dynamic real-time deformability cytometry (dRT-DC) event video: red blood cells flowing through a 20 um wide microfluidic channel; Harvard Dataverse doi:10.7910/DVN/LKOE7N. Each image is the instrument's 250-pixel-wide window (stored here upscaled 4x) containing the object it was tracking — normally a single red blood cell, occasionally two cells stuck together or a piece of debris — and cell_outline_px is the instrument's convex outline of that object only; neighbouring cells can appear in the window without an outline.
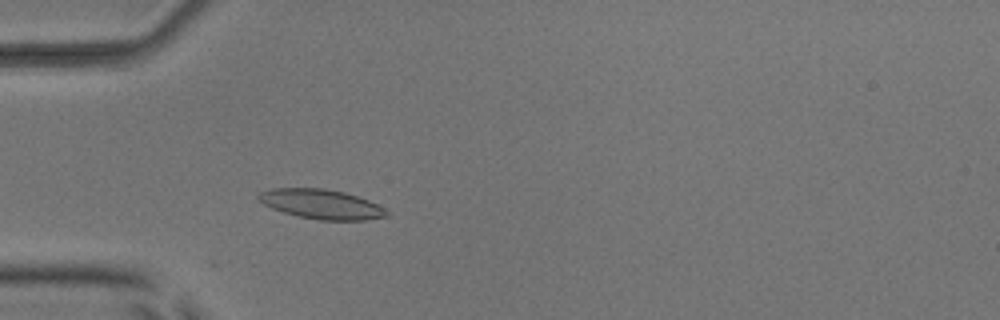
{"species": "common noctule bat (a hibernating species)", "species_latin": "Nyctalus noctula", "temperature_condition": "room temperature", "stored_images_in_passage": 13, "camera_frame_rate_fps": 3000, "um_per_image_px": 0.085, "animal": {"sex": "male", "body_mass_g": 17.9, "forearm_length_mm": 54.2}, "frame": {"image": 1, "passage_image": 13, "time_ms": 4.0, "image_size_px": [1000, 320], "cell_outline_px": [[388, 216], [368, 220], [320, 220], [300, 216], [284, 212], [272, 208], [256, 200], [256, 196], [260, 192], [272, 188], [324, 188], [344, 192], [368, 200], [384, 208], [388, 212]], "centroid_in_image_um": [27.3, 17.35], "position_along_channel_um": 57.7, "area_um2": 22.02}}